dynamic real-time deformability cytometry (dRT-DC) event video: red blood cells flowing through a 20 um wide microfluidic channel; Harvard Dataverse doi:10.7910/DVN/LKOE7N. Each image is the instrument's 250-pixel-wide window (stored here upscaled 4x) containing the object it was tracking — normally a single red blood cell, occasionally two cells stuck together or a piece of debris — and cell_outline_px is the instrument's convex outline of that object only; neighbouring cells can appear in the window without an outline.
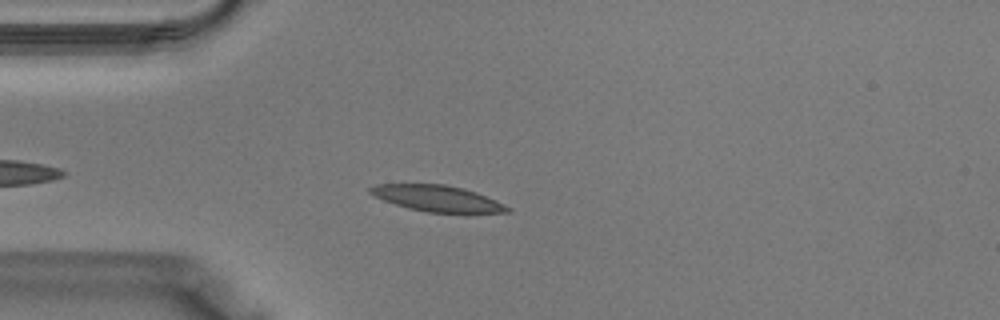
{"species": "Egyptian fruit bat (a non-hibernating species)", "species_latin": "Rousettus aegyptiacus", "temperature_condition": "warm", "stored_images_in_passage": 32, "camera_frame_rate_fps": 3000, "um_per_image_px": 0.085, "animal": {"sex": "male"}, "frame": {"image": 1, "passage_image": 5, "time_ms": 1.333, "image_size_px": [1000, 320], "cell_outline_px": [[512, 208], [508, 212], [428, 212], [408, 208], [372, 196], [368, 192], [368, 188], [376, 184], [444, 184], [464, 188], [476, 192], [496, 200]], "centroid_in_image_um": [37.13, 16.85], "position_along_channel_um": 47.9, "area_um2": 20.69}}
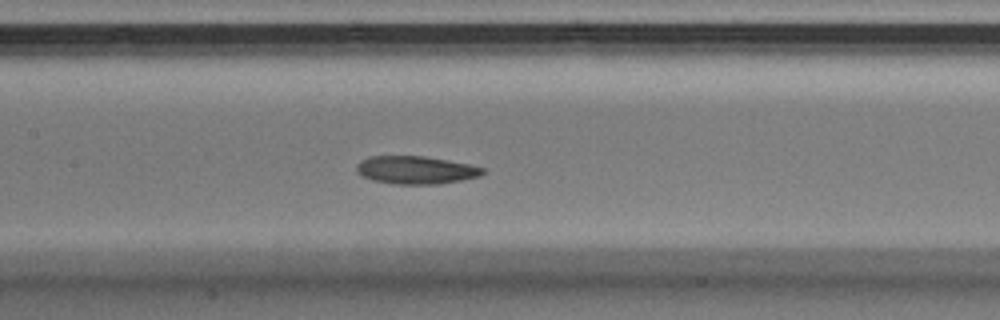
{"frame": {"image": 2, "passage_image": 13, "time_ms": 4.0, "image_size_px": [1000, 320], "cell_outline_px": [[488, 172], [480, 176], [440, 184], [392, 184], [372, 180], [356, 172], [356, 164], [360, 160], [368, 156], [424, 156], [448, 160], [468, 164], [484, 168]], "centroid_in_image_um": [35.34, 14.45], "position_along_channel_um": 172.1, "area_um2": 20.69}}
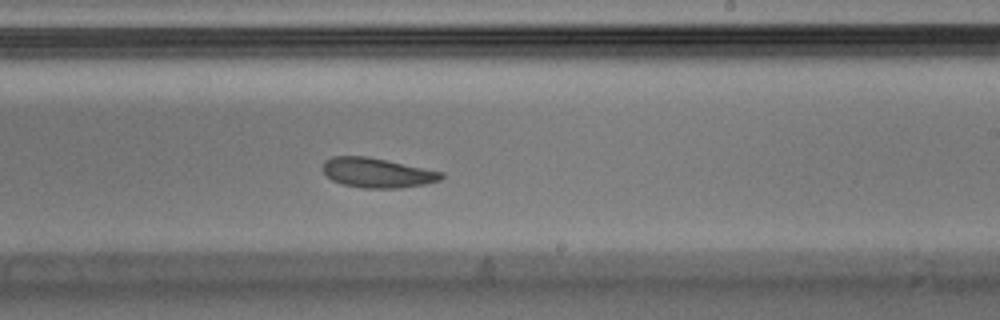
{"frame": {"image": 3, "passage_image": 18, "time_ms": 5.667, "image_size_px": [1000, 320], "cell_outline_px": [[444, 176], [440, 180], [424, 184], [400, 188], [364, 188], [344, 184], [332, 180], [320, 168], [324, 160], [332, 156], [364, 156], [444, 172]], "centroid_in_image_um": [32.03, 14.68], "position_along_channel_um": 257.0, "area_um2": 20.35}}